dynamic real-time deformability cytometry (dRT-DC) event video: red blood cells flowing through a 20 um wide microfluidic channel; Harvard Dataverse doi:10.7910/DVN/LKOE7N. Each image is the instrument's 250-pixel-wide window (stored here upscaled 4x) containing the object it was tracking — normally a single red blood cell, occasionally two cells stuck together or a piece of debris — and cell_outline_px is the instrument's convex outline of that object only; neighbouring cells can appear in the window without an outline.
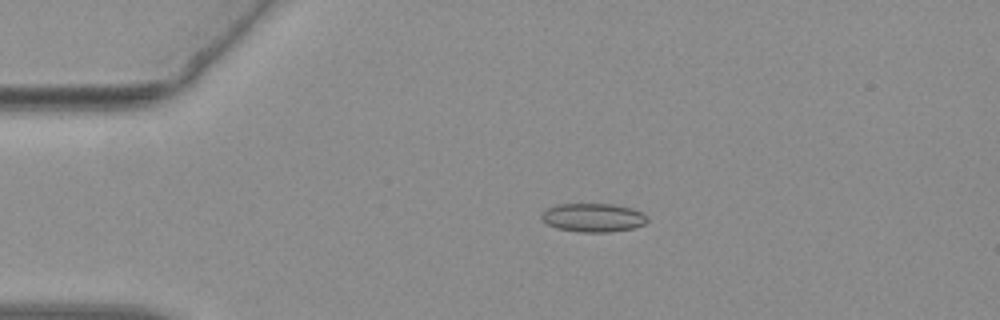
{"species": "common noctule bat (a hibernating species)", "species_latin": "Nyctalus noctula", "temperature_condition": "warm", "stored_images_in_passage": 48, "camera_frame_rate_fps": 3000, "um_per_image_px": 0.085, "animal": {"sex": "female", "body_mass_g": 19.3, "forearm_length_mm": 54.1}, "frame": {"image": 1, "passage_image": 5, "time_ms": 1.333, "image_size_px": [1000, 320], "cell_outline_px": [[648, 220], [644, 224], [632, 228], [608, 232], [580, 232], [556, 228], [548, 224], [540, 216], [548, 208], [556, 204], [612, 204], [632, 208], [648, 216]], "centroid_in_image_um": [50.43, 18.49], "position_along_channel_um": 34.6, "area_um2": 17.51}}
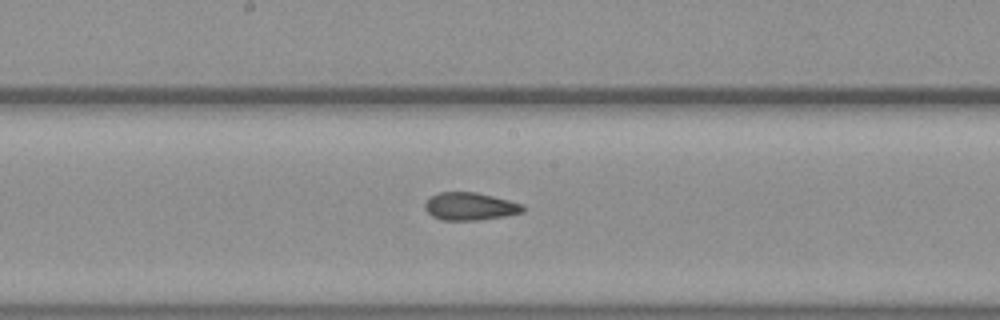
{"frame": {"image": 2, "passage_image": 22, "time_ms": 7.0, "image_size_px": [1000, 320], "cell_outline_px": [[524, 212], [504, 216], [476, 220], [440, 220], [432, 216], [424, 208], [424, 204], [432, 196], [440, 192], [476, 192], [524, 204]], "centroid_in_image_um": [39.95, 17.54], "position_along_channel_um": 208.2, "area_um2": 15.72}}
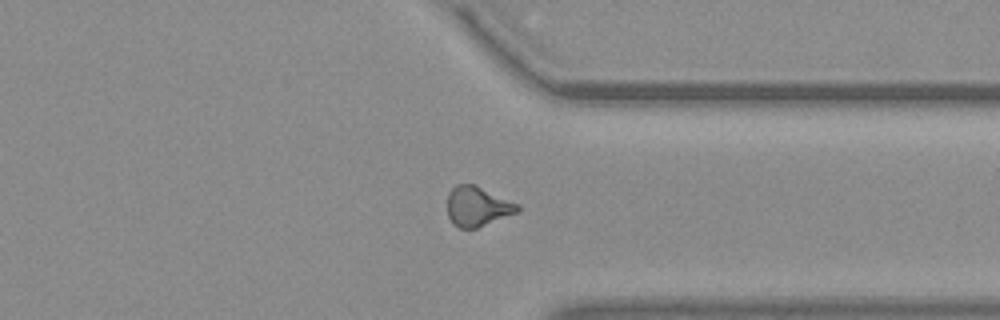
{"frame": {"image": 3, "passage_image": 35, "time_ms": 11.333, "image_size_px": [1000, 320], "cell_outline_px": [[520, 212], [476, 228], [460, 228], [452, 224], [448, 216], [448, 192], [456, 184], [476, 184], [520, 204]], "centroid_in_image_um": [40.61, 17.53], "position_along_channel_um": 370.8, "area_um2": 16.59}, "authors_computed_cell_mechanics": {"area_um2": 16.184, "velocity_mm_per_s": 3.7961, "shape_relaxation_time_tau1_ms": 11.2527, "shape_relaxation_time_tau2_ms": 1.3628, "deformation_change_tau1": 0.2304, "deformation_change_tau2": 0.0756}}